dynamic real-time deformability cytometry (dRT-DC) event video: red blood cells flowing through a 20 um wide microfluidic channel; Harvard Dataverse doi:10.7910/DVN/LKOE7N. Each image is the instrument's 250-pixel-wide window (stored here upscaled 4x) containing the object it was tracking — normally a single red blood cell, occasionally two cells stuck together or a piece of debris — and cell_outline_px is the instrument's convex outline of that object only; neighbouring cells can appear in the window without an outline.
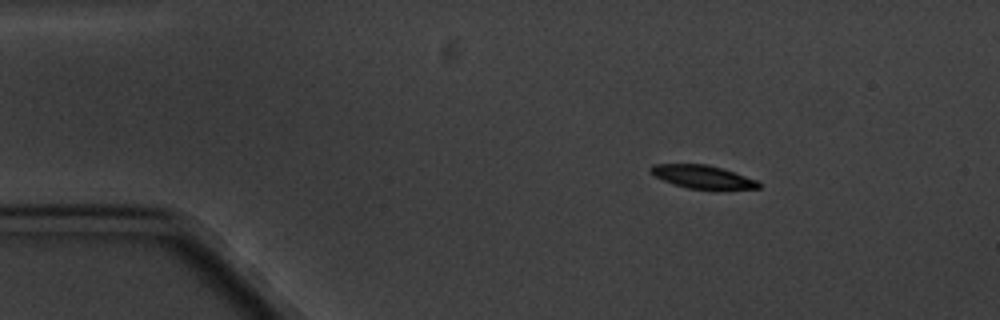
{"species": "common noctule bat (a hibernating species)", "species_latin": "Nyctalus noctula", "temperature_condition": "cold", "stored_images_in_passage": 4, "camera_frame_rate_fps": 3000, "um_per_image_px": 0.085, "animal": {"sex": "male", "body_mass_g": 20.1, "forearm_length_mm": 53.5}, "frame": {"image": 1, "passage_image": 1, "time_ms": 0.0, "image_size_px": [1000, 320], "cell_outline_px": [[760, 188], [688, 188], [664, 180], [648, 172], [648, 168], [652, 164], [708, 164], [756, 180], [760, 184]], "centroid_in_image_um": [59.63, 15.0], "position_along_channel_um": 25.4, "area_um2": 13.99}}
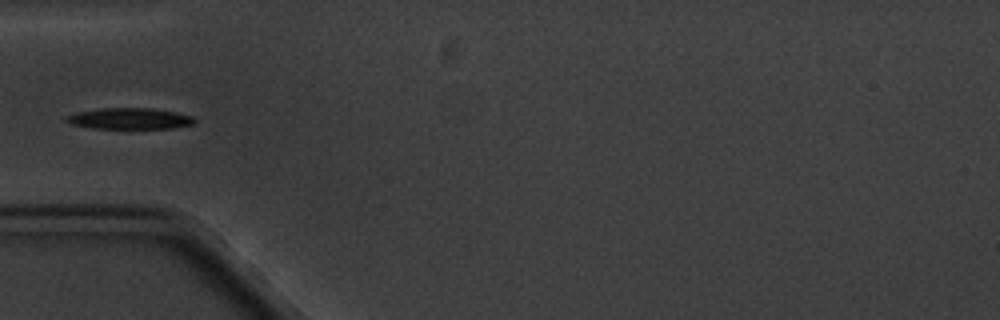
{"frame": {"image": 2, "passage_image": 4, "time_ms": 3.333, "image_size_px": [1000, 320], "cell_outline_px": [[196, 120], [192, 124], [172, 128], [92, 128], [72, 124], [64, 120], [64, 116], [76, 112], [100, 108], [152, 108], [176, 112], [192, 116]], "centroid_in_image_um": [10.98, 10.07], "position_along_channel_um": 74.0, "area_um2": 15.78}}